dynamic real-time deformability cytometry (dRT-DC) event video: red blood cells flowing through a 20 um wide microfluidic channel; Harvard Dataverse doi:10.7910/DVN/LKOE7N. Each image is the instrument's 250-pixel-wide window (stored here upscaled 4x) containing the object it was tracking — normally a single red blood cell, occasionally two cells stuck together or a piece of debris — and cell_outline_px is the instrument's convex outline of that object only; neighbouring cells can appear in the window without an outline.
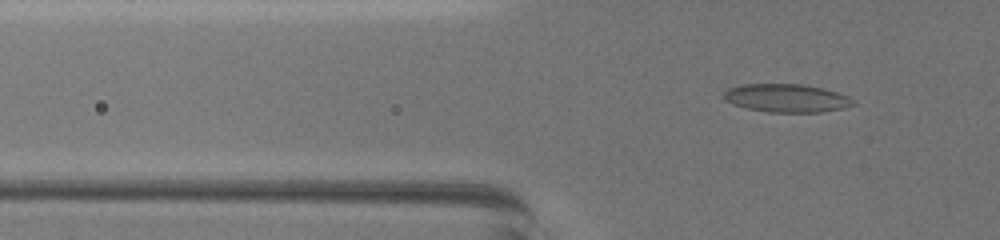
{"species": "common noctule bat (a hibernating species)", "species_latin": "Nyctalus noctula", "temperature_condition": "warm", "stored_images_in_passage": 57, "camera_frame_rate_fps": 3000, "um_per_image_px": 0.085, "animal": {"sex": "female", "body_mass_g": 19.5, "forearm_length_mm": 54.1}, "frame": {"image": 1, "passage_image": 21, "time_ms": 6.667, "image_size_px": [1000, 240], "cell_outline_px": [[856, 104], [844, 108], [820, 112], [768, 112], [748, 108], [732, 104], [724, 100], [724, 92], [728, 88], [740, 84], [800, 84], [824, 88], [848, 96]], "centroid_in_image_um": [66.84, 8.33], "position_along_channel_um": 59.0, "area_um2": 21.27}}
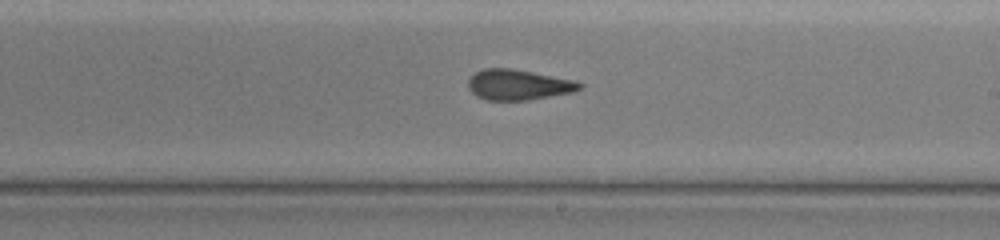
{"frame": {"image": 2, "passage_image": 37, "time_ms": 12.0, "image_size_px": [1000, 240], "cell_outline_px": [[584, 84], [576, 92], [528, 100], [488, 100], [476, 96], [468, 88], [468, 80], [476, 72], [484, 68], [512, 68], [576, 80]], "centroid_in_image_um": [44.09, 7.2], "position_along_channel_um": 244.9, "area_um2": 19.94}}
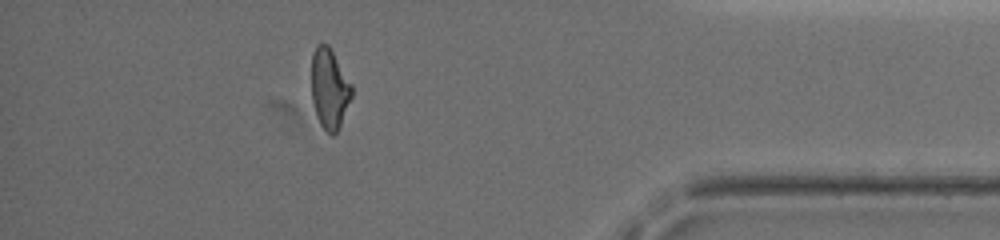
{"frame": {"image": 3, "passage_image": 52, "time_ms": 17.0, "image_size_px": [1000, 240], "cell_outline_px": [[352, 96], [340, 128], [332, 136], [320, 124], [316, 116], [312, 100], [312, 52], [316, 44], [328, 44], [352, 84]], "centroid_in_image_um": [28.01, 7.54], "position_along_channel_um": 407.2, "area_um2": 18.9}, "authors_computed_cell_mechanics": {"area_um2": 20.2878, "velocity_mm_per_s": 3.8322, "shape_relaxation_time_tau1_ms": 8.4308, "shape_relaxation_time_tau2_ms": 1.3856, "deformation_change_tau1": 0.2612, "deformation_change_tau2": 0.104}}